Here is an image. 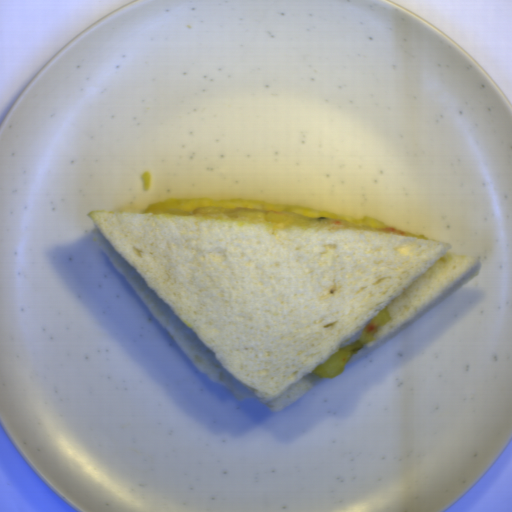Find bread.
Masks as SVG:
<instances>
[{
  "label": "bread",
  "mask_w": 512,
  "mask_h": 512,
  "mask_svg": "<svg viewBox=\"0 0 512 512\" xmlns=\"http://www.w3.org/2000/svg\"><path fill=\"white\" fill-rule=\"evenodd\" d=\"M91 234L188 359L236 400L286 408L479 275L449 243L328 225L90 211Z\"/></svg>",
  "instance_id": "8d2b1439"
}]
</instances>
